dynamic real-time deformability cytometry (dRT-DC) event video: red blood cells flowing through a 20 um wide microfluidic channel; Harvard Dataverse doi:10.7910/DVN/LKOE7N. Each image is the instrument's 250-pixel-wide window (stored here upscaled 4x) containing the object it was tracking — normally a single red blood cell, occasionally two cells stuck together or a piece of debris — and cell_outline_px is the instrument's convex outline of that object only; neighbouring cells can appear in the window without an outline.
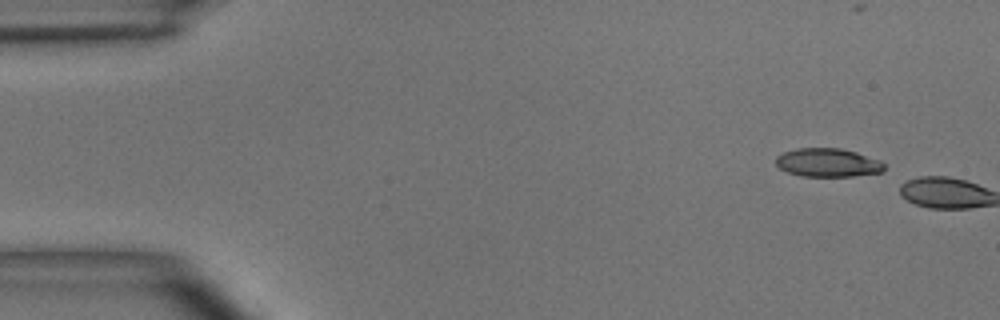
{"species": "common noctule bat (a hibernating species)", "species_latin": "Nyctalus noctula", "temperature_condition": "room temperature", "stored_images_in_passage": 5, "segment_of_instrument_passage": [2, 2], "camera_frame_rate_fps": 3000, "um_per_image_px": 0.085, "animal": {"sex": "male", "body_mass_g": 15.6}, "frame": {"image": 1, "passage_image": 5, "time_ms": 5.667, "image_size_px": [1000, 320], "cell_outline_px": [[884, 168], [880, 172], [852, 176], [804, 176], [788, 172], [780, 168], [776, 164], [776, 156], [784, 152], [796, 148], [840, 148], [856, 152], [880, 160], [884, 164]], "centroid_in_image_um": [70.35, 13.81], "position_along_channel_um": 14.7, "area_um2": 17.86}}